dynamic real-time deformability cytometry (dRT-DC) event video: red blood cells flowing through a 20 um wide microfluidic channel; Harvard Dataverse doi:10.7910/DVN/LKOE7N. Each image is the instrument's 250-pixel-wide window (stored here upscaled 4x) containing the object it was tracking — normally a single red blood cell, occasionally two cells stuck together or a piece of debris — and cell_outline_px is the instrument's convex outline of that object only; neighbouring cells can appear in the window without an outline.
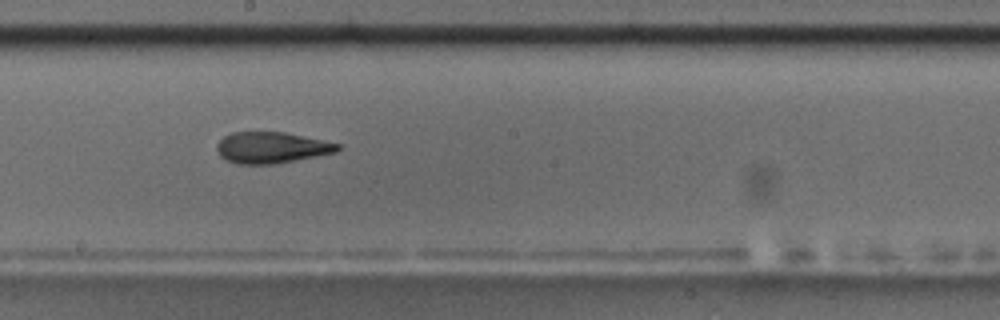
{"species": "common noctule bat (a hibernating species)", "species_latin": "Nyctalus noctula", "temperature_condition": "room temperature", "stored_images_in_passage": 12, "camera_frame_rate_fps": 3000, "um_per_image_px": 0.085, "animal": {"sex": "male", "body_mass_g": 17.5, "forearm_length_mm": 52.3}, "frame": {"image": 1, "passage_image": 6, "time_ms": 5.667, "image_size_px": [1000, 320], "cell_outline_px": [[340, 148], [336, 152], [316, 156], [272, 164], [240, 164], [228, 160], [220, 156], [216, 148], [216, 144], [224, 136], [232, 132], [284, 132], [340, 144]], "centroid_in_image_um": [23.05, 12.54], "position_along_channel_um": 225.2, "area_um2": 21.68}, "authors_computed_cell_mechanics": {"area_um2": 22.2819, "velocity_mm_per_s": 3.5144, "shape_relaxation_time_tau1_ms": 5.2562, "shape_relaxation_time_tau2_ms": 3.3477, "deformation_change_tau1": 0.1352, "deformation_change_tau2": 0.1011}}